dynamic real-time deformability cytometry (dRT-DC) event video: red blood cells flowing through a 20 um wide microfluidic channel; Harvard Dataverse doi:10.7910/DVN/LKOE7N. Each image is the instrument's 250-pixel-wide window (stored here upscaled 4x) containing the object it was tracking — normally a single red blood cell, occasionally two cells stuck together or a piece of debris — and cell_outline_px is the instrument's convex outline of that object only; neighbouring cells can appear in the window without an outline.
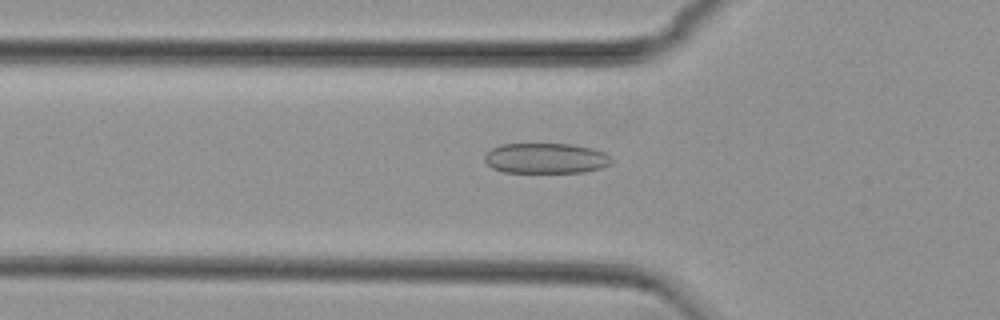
{"species": "common noctule bat (a hibernating species)", "species_latin": "Nyctalus noctula", "temperature_condition": "cold", "stored_images_in_passage": 53, "camera_frame_rate_fps": 3000, "um_per_image_px": 0.085, "animal": {"sex": "female", "body_mass_g": 29.2, "forearm_length_mm": 56.3}, "frame": {"image": 1, "passage_image": 17, "time_ms": 5.333, "image_size_px": [1000, 320], "cell_outline_px": [[612, 164], [600, 168], [584, 172], [504, 172], [492, 168], [484, 160], [484, 156], [492, 148], [500, 144], [572, 144], [592, 148], [604, 152], [612, 160]], "centroid_in_image_um": [46.39, 13.45], "position_along_channel_um": 79.4, "area_um2": 22.43}}
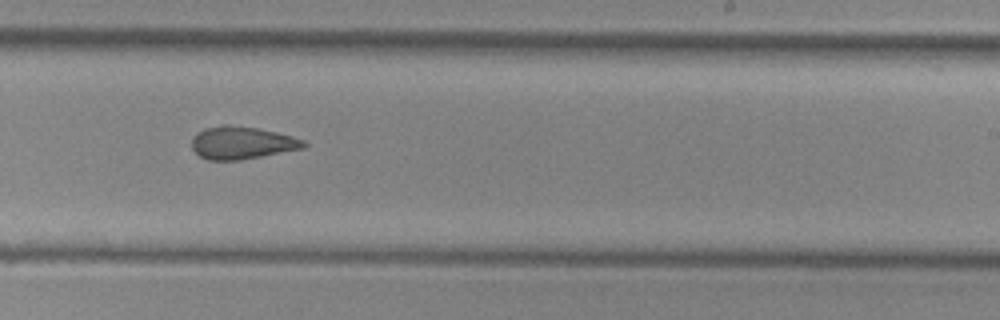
{"frame": {"image": 2, "passage_image": 32, "time_ms": 10.333, "image_size_px": [1000, 320], "cell_outline_px": [[308, 144], [304, 148], [240, 160], [208, 160], [200, 156], [192, 148], [192, 136], [196, 132], [204, 128], [224, 124], [256, 128], [276, 132], [292, 136], [304, 140]], "centroid_in_image_um": [20.54, 12.13], "position_along_channel_um": 268.5, "area_um2": 21.27}}
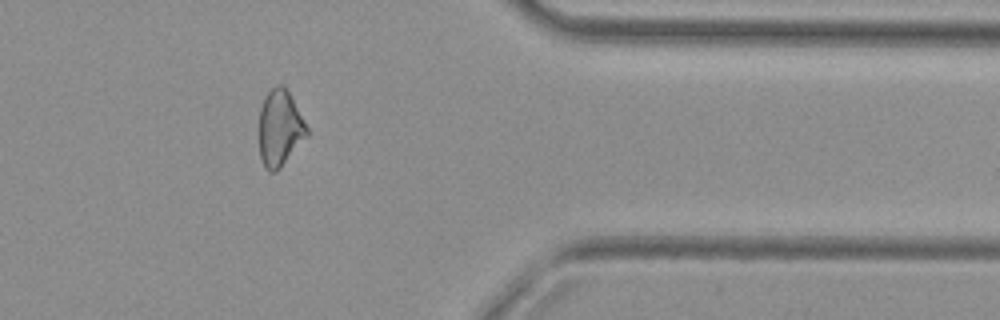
{"frame": {"image": 3, "passage_image": 43, "time_ms": 14.0, "image_size_px": [1000, 320], "cell_outline_px": [[308, 136], [280, 168], [276, 172], [268, 172], [264, 168], [260, 156], [260, 108], [264, 96], [276, 84], [280, 84], [288, 92], [308, 128]], "centroid_in_image_um": [23.78, 10.93], "position_along_channel_um": 387.6, "area_um2": 21.04}, "authors_computed_cell_mechanics": {"area_um2": 22.3686, "velocity_mm_per_s": 3.7647, "shape_relaxation_time_tau1_ms": null, "shape_relaxation_time_tau2_ms": 2.7237, "deformation_change_tau1": null, "deformation_change_tau2": 0.0953}}